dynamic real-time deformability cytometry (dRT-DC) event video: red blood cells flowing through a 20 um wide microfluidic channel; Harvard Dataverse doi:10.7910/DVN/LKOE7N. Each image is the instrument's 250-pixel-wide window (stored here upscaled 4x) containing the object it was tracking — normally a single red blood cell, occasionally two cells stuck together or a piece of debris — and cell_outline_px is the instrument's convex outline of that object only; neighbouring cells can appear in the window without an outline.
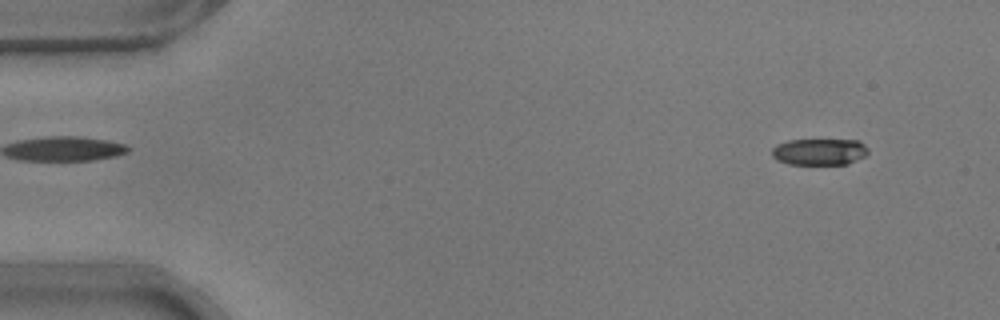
{"species": "common noctule bat (a hibernating species)", "species_latin": "Nyctalus noctula", "temperature_condition": "warm", "stored_images_in_passage": 40, "camera_frame_rate_fps": 3000, "um_per_image_px": 0.085, "animal": {"sex": "male", "body_mass_g": 17.9}, "frame": {"image": 1, "passage_image": 4, "time_ms": 1.0, "image_size_px": [1000, 320], "cell_outline_px": [[868, 152], [864, 156], [848, 164], [788, 164], [776, 160], [772, 156], [772, 148], [776, 144], [788, 140], [860, 140], [868, 148]], "centroid_in_image_um": [69.63, 12.9], "position_along_channel_um": 15.4, "area_um2": 14.97}}
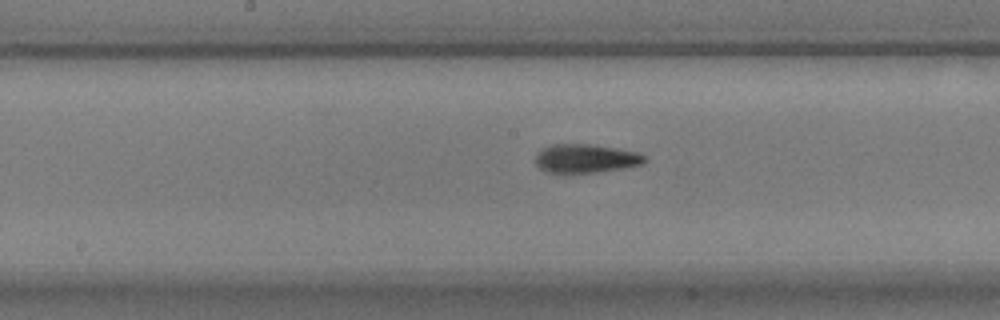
{"frame": {"image": 2, "passage_image": 27, "time_ms": 8.667, "image_size_px": [1000, 320], "cell_outline_px": [[648, 160], [644, 164], [624, 168], [600, 172], [544, 172], [536, 164], [536, 156], [540, 148], [552, 144], [592, 144], [640, 152]], "centroid_in_image_um": [49.82, 13.46], "position_along_channel_um": 198.4, "area_um2": 18.44}}
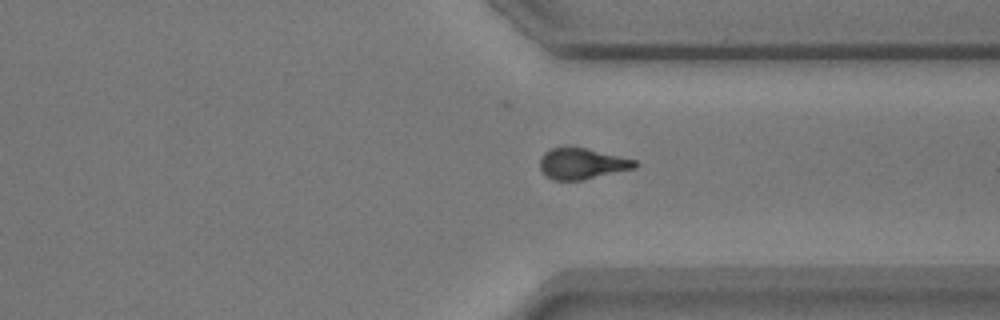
{"frame": {"image": 3, "passage_image": 40, "time_ms": 13.0, "image_size_px": [1000, 320], "cell_outline_px": [[640, 164], [636, 168], [584, 180], [552, 180], [540, 168], [540, 156], [544, 152], [552, 148], [564, 144], [572, 144], [636, 160]], "centroid_in_image_um": [49.47, 13.87], "position_along_channel_um": 361.9, "area_um2": 17.8}}